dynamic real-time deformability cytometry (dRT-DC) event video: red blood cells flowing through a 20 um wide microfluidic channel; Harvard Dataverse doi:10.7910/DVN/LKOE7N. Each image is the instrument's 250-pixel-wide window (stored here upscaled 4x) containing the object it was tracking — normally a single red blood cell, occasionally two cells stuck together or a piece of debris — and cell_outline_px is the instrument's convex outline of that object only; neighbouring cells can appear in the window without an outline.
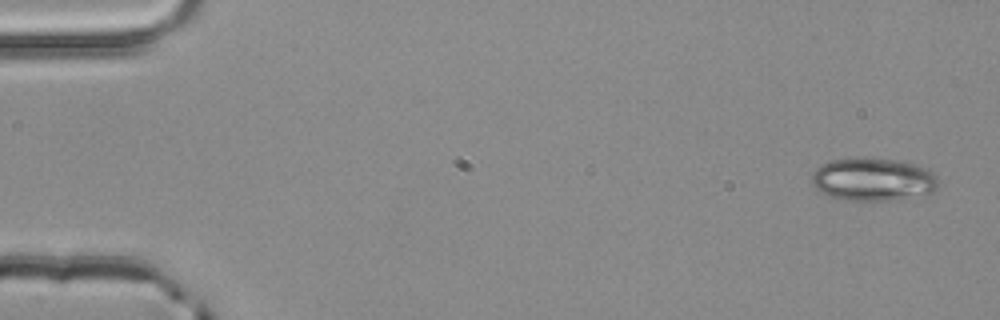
{"species": "common noctule bat (a hibernating species)", "species_latin": "Nyctalus noctula", "temperature_condition": "room temperature", "stored_images_in_passage": 3, "segment_of_instrument_passage": [2, 2], "camera_frame_rate_fps": 3000, "um_per_image_px": 0.085, "animal": {"sex": "male", "body_mass_g": 20.4}, "frame": {"image": 1, "passage_image": 3, "time_ms": 0.667, "image_size_px": [1000, 320], "cell_outline_px": [[940, 180], [936, 188], [932, 192], [896, 200], [844, 200], [828, 196], [816, 188], [812, 184], [812, 172], [820, 164], [832, 160], [852, 156], [864, 156], [896, 160], [916, 164], [928, 168]], "centroid_in_image_um": [74.19, 15.22], "position_along_channel_um": 10.8, "area_um2": 32.31}}